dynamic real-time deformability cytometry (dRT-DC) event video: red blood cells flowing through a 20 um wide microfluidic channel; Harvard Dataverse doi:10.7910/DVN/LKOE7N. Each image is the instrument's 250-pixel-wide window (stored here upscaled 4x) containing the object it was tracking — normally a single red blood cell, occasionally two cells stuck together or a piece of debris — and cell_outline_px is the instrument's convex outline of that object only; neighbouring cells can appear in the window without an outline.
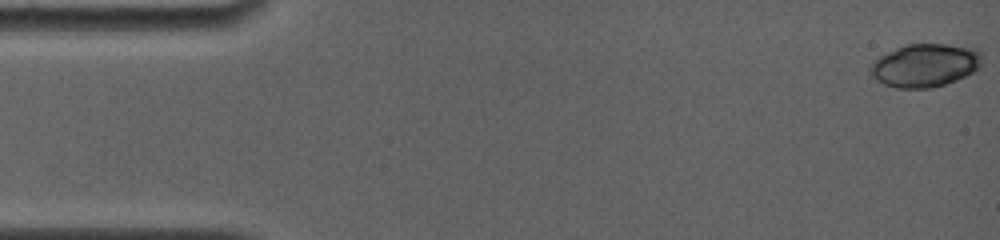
{"species": "common noctule bat (a hibernating species)", "species_latin": "Nyctalus noctula", "temperature_condition": "room temperature", "stored_images_in_passage": 6, "camera_frame_rate_fps": 4000, "um_per_image_px": 0.085, "animal": {"sex": "female", "body_mass_g": 19.0, "forearm_length_mm": 56.7}, "frame": {"image": 1, "passage_image": 1, "time_ms": 0.0, "image_size_px": [1000, 240], "cell_outline_px": [[980, 68], [956, 80], [932, 88], [896, 88], [884, 84], [876, 80], [868, 72], [868, 68], [880, 56], [904, 44], [948, 44], [976, 48], [980, 52]], "centroid_in_image_um": [78.6, 5.55], "position_along_channel_um": 6.4, "area_um2": 28.09}}
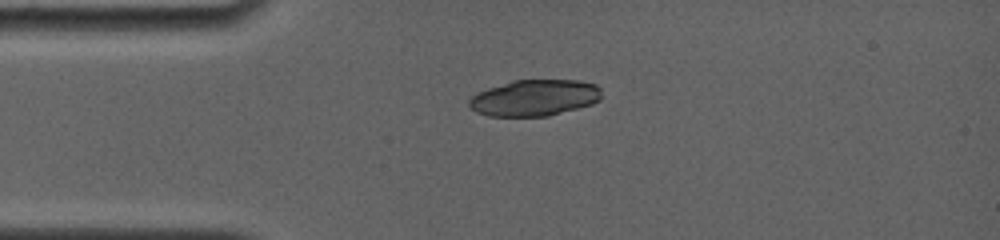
{"frame": {"image": 2, "passage_image": 5, "time_ms": 3.75, "image_size_px": [1000, 240], "cell_outline_px": [[600, 100], [592, 104], [548, 116], [488, 116], [476, 112], [468, 104], [468, 100], [476, 92], [512, 80], [580, 80], [596, 84], [600, 88]], "centroid_in_image_um": [45.42, 8.31], "position_along_channel_um": 39.6, "area_um2": 28.09}}